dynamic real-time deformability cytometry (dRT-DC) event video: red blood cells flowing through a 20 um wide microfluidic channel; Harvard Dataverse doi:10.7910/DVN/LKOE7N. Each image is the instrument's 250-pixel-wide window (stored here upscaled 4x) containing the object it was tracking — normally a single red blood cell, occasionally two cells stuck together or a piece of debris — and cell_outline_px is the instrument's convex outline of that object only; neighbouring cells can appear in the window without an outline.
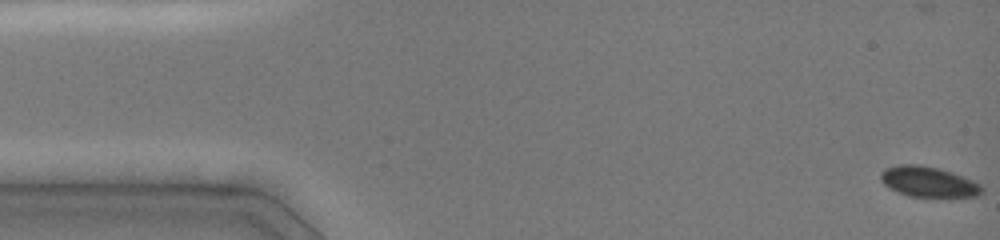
{"species": "common noctule bat (a hibernating species)", "species_latin": "Nyctalus noctula", "temperature_condition": "cold", "stored_images_in_passage": 18, "camera_frame_rate_fps": 3000, "um_per_image_px": 0.085, "animal": {"sex": "female", "body_mass_g": 19.0, "forearm_length_mm": 51.5}, "frame": {"image": 1, "passage_image": 1, "time_ms": 0.0, "image_size_px": [1000, 240], "cell_outline_px": [[984, 192], [976, 196], [952, 200], [948, 200], [908, 196], [896, 192], [888, 188], [880, 180], [880, 172], [884, 168], [896, 164], [920, 164], [952, 172], [964, 176], [980, 184], [984, 188]], "centroid_in_image_um": [78.95, 15.51], "position_along_channel_um": 6.1, "area_um2": 19.13}}
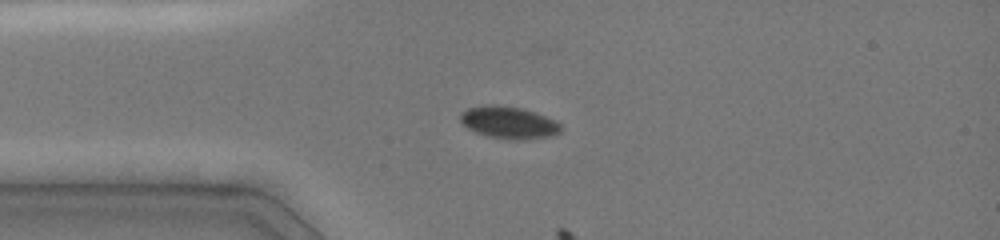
{"frame": {"image": 2, "passage_image": 16, "time_ms": 3.667, "image_size_px": [1000, 240], "cell_outline_px": [[564, 128], [560, 132], [552, 136], [524, 140], [512, 140], [488, 136], [476, 132], [468, 128], [460, 120], [460, 112], [468, 108], [484, 104], [496, 104], [520, 108], [536, 112], [556, 120]], "centroid_in_image_um": [43.27, 10.41], "position_along_channel_um": 41.7, "area_um2": 19.13}}